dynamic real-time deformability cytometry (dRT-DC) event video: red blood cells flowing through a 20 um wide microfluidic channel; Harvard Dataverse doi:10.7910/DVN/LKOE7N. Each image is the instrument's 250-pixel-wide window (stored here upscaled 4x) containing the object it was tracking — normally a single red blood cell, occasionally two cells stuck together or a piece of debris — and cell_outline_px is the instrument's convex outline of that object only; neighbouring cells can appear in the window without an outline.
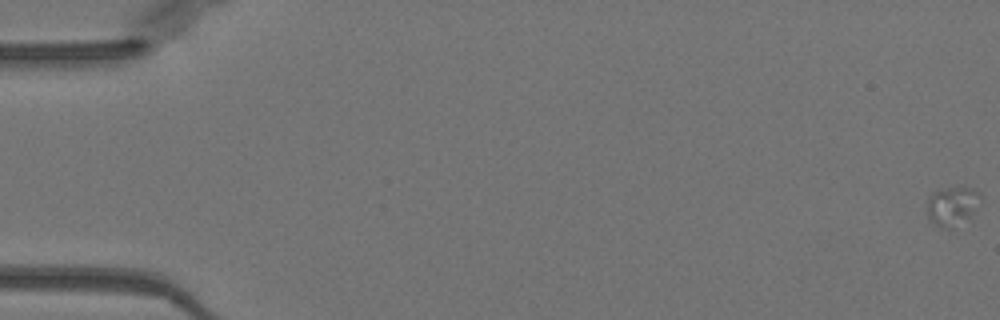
{"species": "Egyptian fruit bat (a non-hibernating species)", "species_latin": "Rousettus aegyptiacus", "temperature_condition": "warm", "stored_images_in_passage": 10, "camera_frame_rate_fps": 3000, "um_per_image_px": 0.085, "animal": {"sex": "female"}, "frame": {"image": 1, "passage_image": 1, "time_ms": 0.0, "image_size_px": [1000, 320], "cell_outline_px": [[980, 196], [968, 216], [948, 228], [940, 228], [928, 216], [928, 196], [932, 192], [944, 188], [972, 188], [980, 192]], "centroid_in_image_um": [80.86, 17.46], "position_along_channel_um": 4.1, "area_um2": 11.27}}